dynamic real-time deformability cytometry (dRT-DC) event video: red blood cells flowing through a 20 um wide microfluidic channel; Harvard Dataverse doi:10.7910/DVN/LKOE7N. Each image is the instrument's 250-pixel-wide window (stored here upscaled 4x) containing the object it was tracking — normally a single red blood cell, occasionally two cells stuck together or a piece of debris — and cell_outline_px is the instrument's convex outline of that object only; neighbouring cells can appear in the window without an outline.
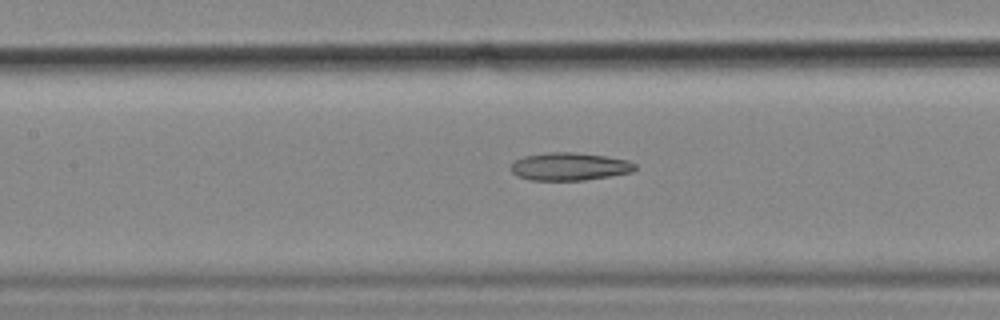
{"species": "common noctule bat (a hibernating species)", "species_latin": "Nyctalus noctula", "temperature_condition": "cold", "stored_images_in_passage": 56, "camera_frame_rate_fps": 3000, "um_per_image_px": 0.085, "animal": {"sex": "female", "body_mass_g": 18.4}, "frame": {"image": 1, "passage_image": 25, "time_ms": 8.0, "image_size_px": [1000, 320], "cell_outline_px": [[636, 168], [632, 172], [584, 180], [528, 180], [516, 176], [512, 172], [512, 164], [516, 160], [524, 156], [548, 152], [572, 152], [608, 156], [628, 160], [636, 164]], "centroid_in_image_um": [48.41, 14.15], "position_along_channel_um": 159.0, "area_um2": 20.11}, "authors_computed_cell_mechanics": {"area_um2": 21.3282, "velocity_mm_per_s": 3.5971, "shape_relaxation_time_tau1_ms": null, "shape_relaxation_time_tau2_ms": 6.5639, "deformation_change_tau1": null, "deformation_change_tau2": 0.1704}}